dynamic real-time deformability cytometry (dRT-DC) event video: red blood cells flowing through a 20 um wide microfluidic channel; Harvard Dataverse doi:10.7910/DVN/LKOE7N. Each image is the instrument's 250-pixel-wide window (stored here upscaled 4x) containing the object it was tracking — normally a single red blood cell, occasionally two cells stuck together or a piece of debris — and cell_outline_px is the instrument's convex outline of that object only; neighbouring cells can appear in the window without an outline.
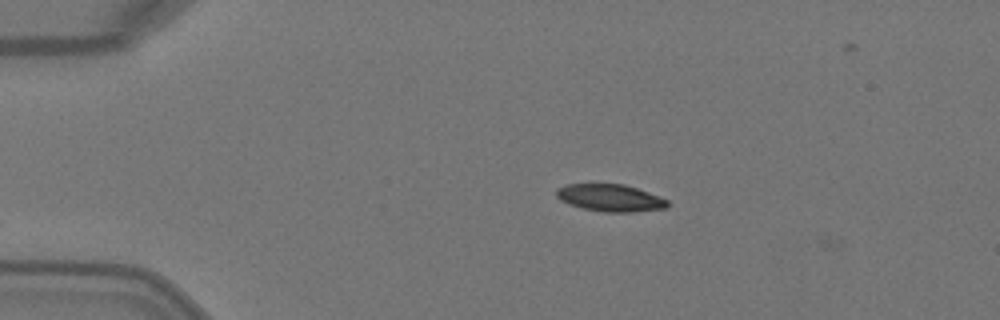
{"species": "Egyptian fruit bat (a non-hibernating species)", "species_latin": "Rousettus aegyptiacus", "temperature_condition": "warm", "stored_images_in_passage": 5, "camera_frame_rate_fps": 3000, "um_per_image_px": 0.085, "animal": {"sex": "female"}, "frame": {"image": 1, "passage_image": 2, "time_ms": 0.333, "image_size_px": [1000, 320], "cell_outline_px": [[668, 208], [632, 212], [604, 212], [584, 208], [568, 204], [560, 200], [556, 196], [556, 188], [568, 184], [624, 184], [648, 192], [668, 200]], "centroid_in_image_um": [51.86, 16.82], "position_along_channel_um": 33.1, "area_um2": 17.57}}
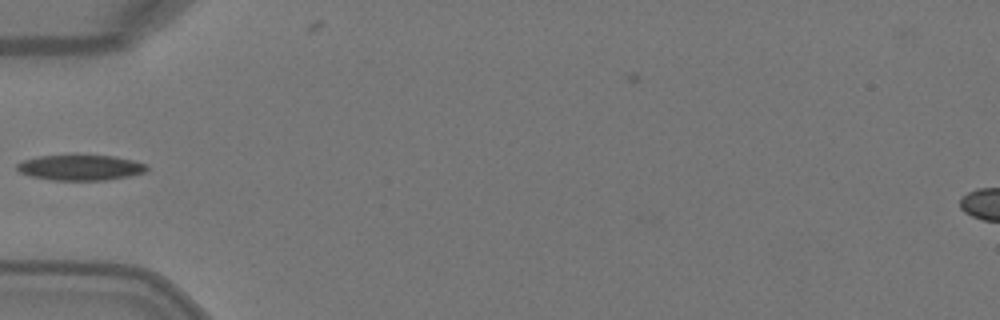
{"frame": {"image": 2, "passage_image": 4, "time_ms": 1.0, "image_size_px": [1000, 320], "cell_outline_px": [[148, 168], [144, 172], [128, 176], [108, 180], [52, 180], [28, 176], [20, 172], [16, 168], [16, 164], [24, 160], [40, 156], [76, 152], [112, 156], [132, 160], [148, 164]], "centroid_in_image_um": [6.81, 14.2], "position_along_channel_um": 78.2, "area_um2": 20.11}}